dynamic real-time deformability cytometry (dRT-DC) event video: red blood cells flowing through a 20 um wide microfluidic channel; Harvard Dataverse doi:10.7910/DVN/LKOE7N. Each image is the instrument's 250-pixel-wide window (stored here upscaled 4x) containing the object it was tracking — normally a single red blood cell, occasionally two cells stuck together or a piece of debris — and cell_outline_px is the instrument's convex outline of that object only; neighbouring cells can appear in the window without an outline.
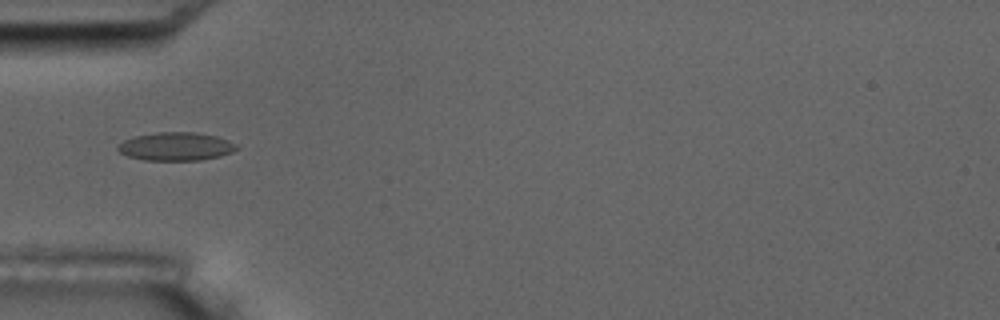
{"species": "common noctule bat (a hibernating species)", "species_latin": "Nyctalus noctula", "temperature_condition": "room temperature", "stored_images_in_passage": 5, "camera_frame_rate_fps": 3000, "um_per_image_px": 0.085, "animal": {"sex": "male", "body_mass_g": 17.5, "forearm_length_mm": 52.3}, "frame": {"image": 1, "passage_image": 3, "time_ms": 2.0, "image_size_px": [1000, 320], "cell_outline_px": [[240, 148], [232, 152], [220, 156], [200, 160], [144, 160], [128, 156], [120, 152], [116, 148], [124, 140], [136, 136], [156, 132], [196, 132], [216, 136], [228, 140], [236, 144]], "centroid_in_image_um": [14.98, 12.45], "position_along_channel_um": 70.0, "area_um2": 19.54}}